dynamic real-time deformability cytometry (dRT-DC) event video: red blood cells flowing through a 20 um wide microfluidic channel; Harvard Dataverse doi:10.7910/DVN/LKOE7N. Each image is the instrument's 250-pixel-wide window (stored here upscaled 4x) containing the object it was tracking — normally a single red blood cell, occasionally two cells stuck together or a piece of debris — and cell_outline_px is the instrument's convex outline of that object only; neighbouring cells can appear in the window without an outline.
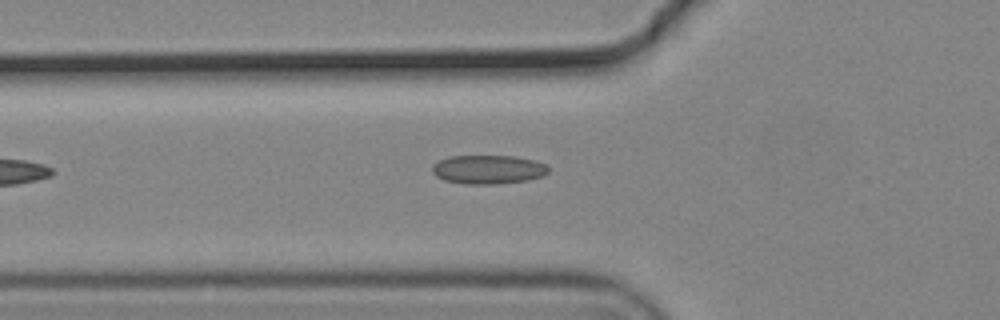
{"species": "common noctule bat (a hibernating species)", "species_latin": "Nyctalus noctula", "temperature_condition": "cold", "stored_images_in_passage": 13, "camera_frame_rate_fps": 3000, "um_per_image_px": 0.085, "animal": {"sex": "male", "body_mass_g": 19.2, "forearm_length_mm": 51.8}, "frame": {"image": 1, "passage_image": 2, "time_ms": 0.333, "image_size_px": [1000, 320], "cell_outline_px": [[548, 172], [544, 176], [528, 180], [496, 184], [464, 184], [444, 180], [436, 176], [432, 172], [432, 164], [448, 156], [516, 156], [536, 160], [544, 164], [548, 168]], "centroid_in_image_um": [41.49, 14.4], "position_along_channel_um": 84.3, "area_um2": 19.71}}
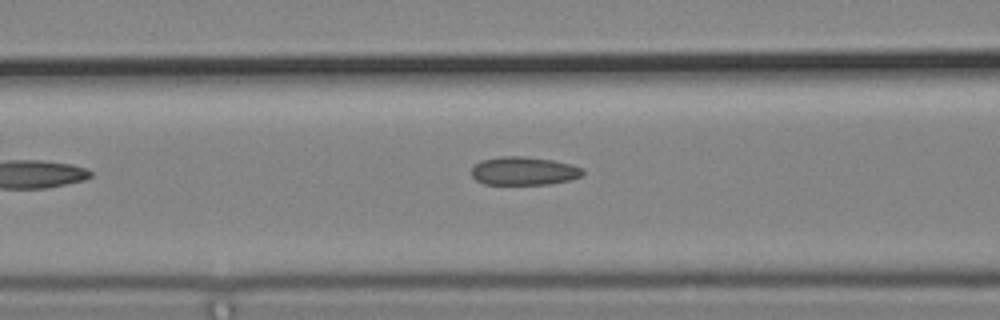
{"frame": {"image": 2, "passage_image": 5, "time_ms": 1.333, "image_size_px": [1000, 320], "cell_outline_px": [[584, 172], [580, 176], [568, 180], [548, 184], [484, 184], [476, 180], [472, 176], [472, 168], [480, 160], [500, 156], [524, 156], [552, 160], [572, 164], [580, 168]], "centroid_in_image_um": [44.49, 14.52], "position_along_channel_um": 122.1, "area_um2": 18.26}}
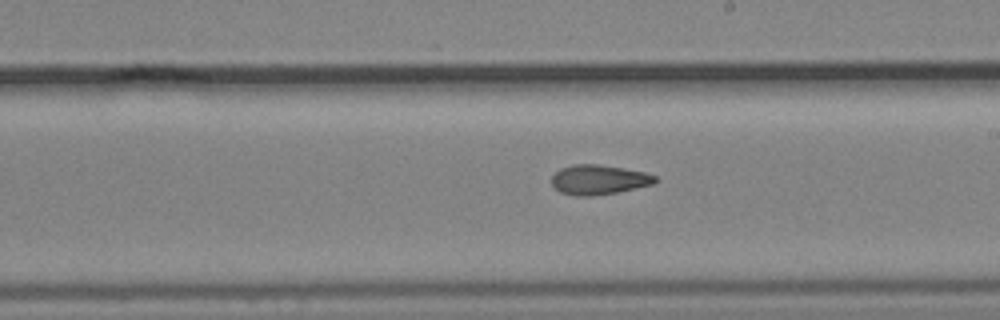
{"frame": {"image": 3, "passage_image": 11, "time_ms": 3.333, "image_size_px": [1000, 320], "cell_outline_px": [[660, 180], [656, 184], [616, 192], [592, 196], [576, 196], [560, 192], [552, 184], [552, 176], [560, 168], [572, 164], [600, 164], [624, 168], [644, 172], [656, 176]], "centroid_in_image_um": [50.93, 15.27], "position_along_channel_um": 238.1, "area_um2": 18.09}}